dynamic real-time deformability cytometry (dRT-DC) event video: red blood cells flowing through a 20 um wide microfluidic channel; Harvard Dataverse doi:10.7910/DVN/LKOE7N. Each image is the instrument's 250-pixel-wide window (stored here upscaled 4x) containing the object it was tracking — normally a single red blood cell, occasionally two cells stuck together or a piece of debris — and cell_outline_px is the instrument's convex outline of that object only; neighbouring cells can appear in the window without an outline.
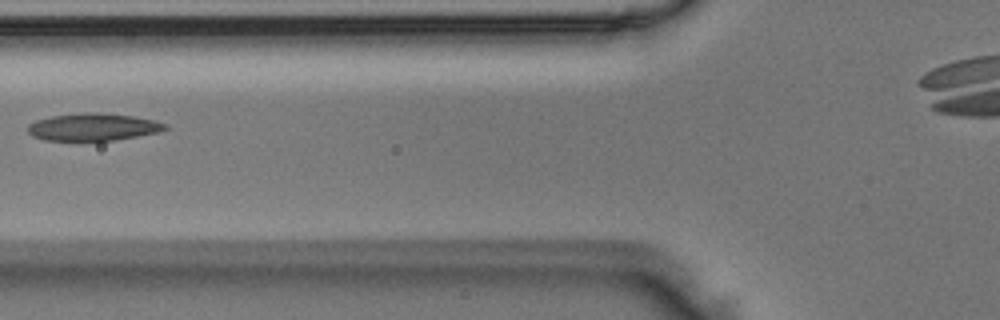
{"species": "Egyptian fruit bat (a non-hibernating species)", "species_latin": "Rousettus aegyptiacus", "temperature_condition": "room temperature", "stored_images_in_passage": 5, "camera_frame_rate_fps": 3000, "um_per_image_px": 0.085, "animal": {"sex": "male"}, "frame": {"image": 1, "passage_image": 4, "time_ms": 1.0, "image_size_px": [1000, 320], "cell_outline_px": [[168, 128], [160, 132], [116, 140], [44, 140], [32, 136], [28, 132], [28, 124], [36, 120], [52, 116], [84, 112], [96, 112], [132, 116], [152, 120], [168, 124]], "centroid_in_image_um": [7.92, 10.79], "position_along_channel_um": 117.9, "area_um2": 21.85}}